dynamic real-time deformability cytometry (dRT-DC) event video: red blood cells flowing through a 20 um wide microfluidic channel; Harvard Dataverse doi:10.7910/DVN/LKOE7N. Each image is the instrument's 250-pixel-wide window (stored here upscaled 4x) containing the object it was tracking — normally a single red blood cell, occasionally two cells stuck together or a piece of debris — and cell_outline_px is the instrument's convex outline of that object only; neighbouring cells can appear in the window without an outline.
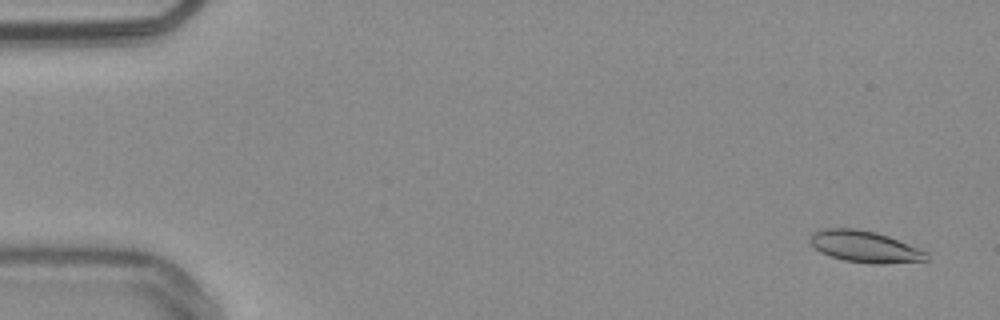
{"species": "common noctule bat (a hibernating species)", "species_latin": "Nyctalus noctula", "temperature_condition": "warm", "stored_images_in_passage": 13, "camera_frame_rate_fps": 3000, "um_per_image_px": 0.085, "animal": {"sex": "male", "body_mass_g": 20.4}, "frame": {"image": 1, "passage_image": 3, "time_ms": 0.667, "image_size_px": [1000, 320], "cell_outline_px": [[928, 260], [880, 264], [872, 264], [844, 260], [820, 252], [808, 240], [812, 232], [824, 228], [856, 228], [876, 232], [888, 236], [928, 252]], "centroid_in_image_um": [73.49, 20.95], "position_along_channel_um": 11.5, "area_um2": 21.33}}